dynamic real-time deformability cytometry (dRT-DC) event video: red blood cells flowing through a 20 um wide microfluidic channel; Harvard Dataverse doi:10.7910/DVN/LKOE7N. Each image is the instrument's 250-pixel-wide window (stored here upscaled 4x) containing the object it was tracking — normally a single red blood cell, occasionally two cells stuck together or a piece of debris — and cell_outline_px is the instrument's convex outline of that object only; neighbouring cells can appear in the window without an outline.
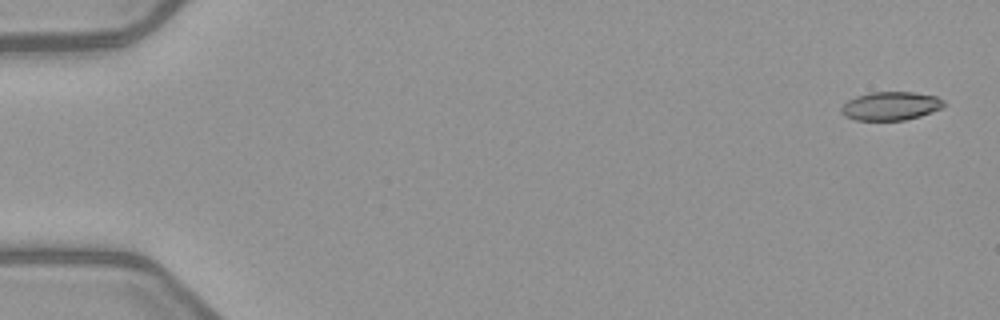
{"species": "common noctule bat (a hibernating species)", "species_latin": "Nyctalus noctula", "temperature_condition": "warm", "stored_images_in_passage": 5, "camera_frame_rate_fps": 3000, "um_per_image_px": 0.085, "animal": {"sex": "female", "body_mass_g": 21.9}, "frame": {"image": 1, "passage_image": 1, "time_ms": 0.0, "image_size_px": [1000, 320], "cell_outline_px": [[944, 108], [920, 116], [904, 120], [856, 120], [844, 116], [840, 112], [840, 108], [848, 100], [856, 96], [872, 92], [912, 92], [936, 96], [944, 100]], "centroid_in_image_um": [75.71, 9.01], "position_along_channel_um": 9.3, "area_um2": 17.11}}
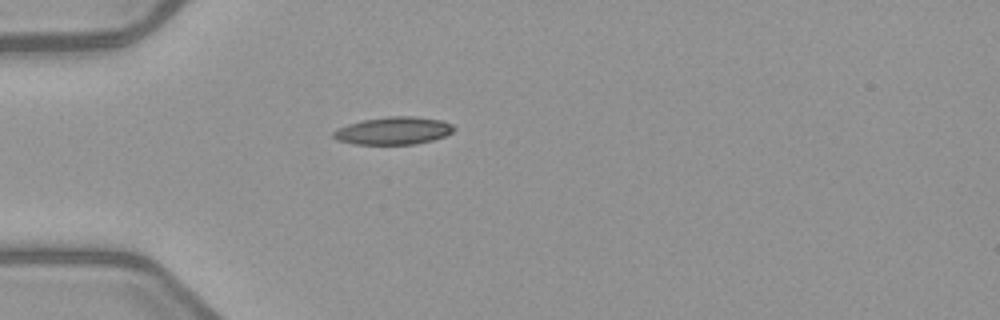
{"frame": {"image": 2, "passage_image": 5, "time_ms": 4.667, "image_size_px": [1000, 320], "cell_outline_px": [[456, 128], [452, 132], [444, 136], [432, 140], [416, 144], [356, 144], [336, 140], [332, 136], [332, 132], [336, 128], [348, 124], [364, 120], [388, 116], [412, 116], [444, 120], [452, 124]], "centroid_in_image_um": [33.44, 11.1], "position_along_channel_um": 51.6, "area_um2": 19.48}}